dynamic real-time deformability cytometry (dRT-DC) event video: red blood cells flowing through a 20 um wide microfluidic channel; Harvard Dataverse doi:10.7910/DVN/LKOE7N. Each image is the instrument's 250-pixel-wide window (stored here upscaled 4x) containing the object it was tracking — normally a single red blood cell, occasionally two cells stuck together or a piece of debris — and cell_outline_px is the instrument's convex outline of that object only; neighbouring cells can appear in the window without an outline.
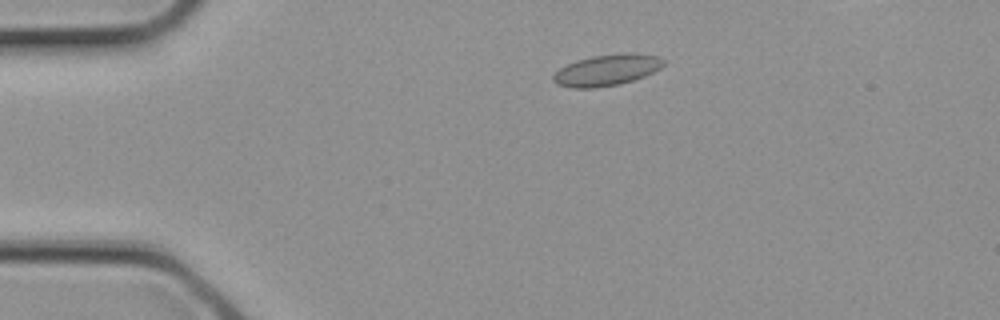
{"species": "common noctule bat (a hibernating species)", "species_latin": "Nyctalus noctula", "temperature_condition": "cold", "stored_images_in_passage": 2, "camera_frame_rate_fps": 3000, "um_per_image_px": 0.085, "animal": {"sex": "female", "body_mass_g": 21.9}, "frame": {"image": 1, "passage_image": 2, "time_ms": 0.333, "image_size_px": [1000, 320], "cell_outline_px": [[664, 64], [660, 68], [644, 76], [620, 84], [596, 88], [568, 88], [556, 84], [552, 80], [552, 76], [560, 68], [576, 60], [592, 56], [620, 52], [632, 52], [656, 56], [664, 60]], "centroid_in_image_um": [51.55, 5.95], "position_along_channel_um": 33.5, "area_um2": 20.23}}